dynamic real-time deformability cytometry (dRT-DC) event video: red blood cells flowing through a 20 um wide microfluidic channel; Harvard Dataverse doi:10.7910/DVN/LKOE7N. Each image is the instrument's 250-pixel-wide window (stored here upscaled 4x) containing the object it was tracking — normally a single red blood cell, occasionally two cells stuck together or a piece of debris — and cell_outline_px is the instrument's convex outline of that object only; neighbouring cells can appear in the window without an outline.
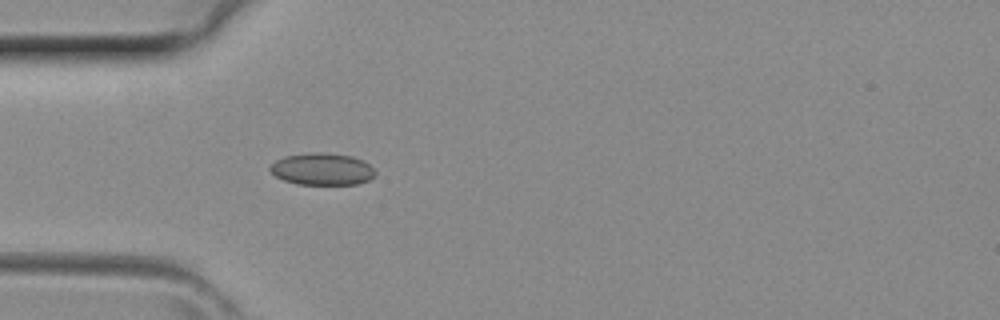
{"species": "common noctule bat (a hibernating species)", "species_latin": "Nyctalus noctula", "temperature_condition": "room temperature", "stored_images_in_passage": 30, "camera_frame_rate_fps": 3000, "um_per_image_px": 0.085, "animal": {"sex": "female", "body_mass_g": 29.2, "forearm_length_mm": 56.3}, "frame": {"image": 1, "passage_image": 1, "time_ms": 0.0, "image_size_px": [1000, 320], "cell_outline_px": [[376, 176], [360, 184], [296, 184], [284, 180], [276, 176], [268, 168], [276, 160], [284, 156], [312, 152], [324, 152], [352, 156], [364, 160], [376, 172]], "centroid_in_image_um": [27.4, 14.37], "position_along_channel_um": 57.6, "area_um2": 19.71}}
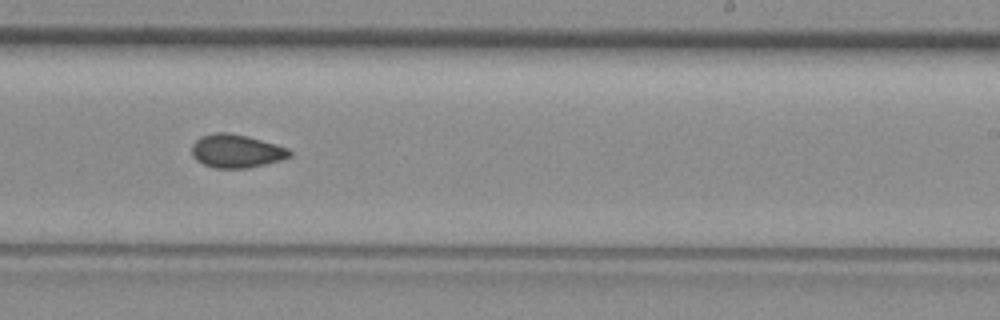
{"frame": {"image": 2, "passage_image": 14, "time_ms": 4.333, "image_size_px": [1000, 320], "cell_outline_px": [[292, 156], [280, 160], [248, 168], [212, 168], [196, 160], [192, 156], [192, 144], [200, 136], [216, 132], [228, 132], [248, 136], [276, 144], [288, 148], [292, 152]], "centroid_in_image_um": [20.08, 12.83], "position_along_channel_um": 268.9, "area_um2": 19.13}}
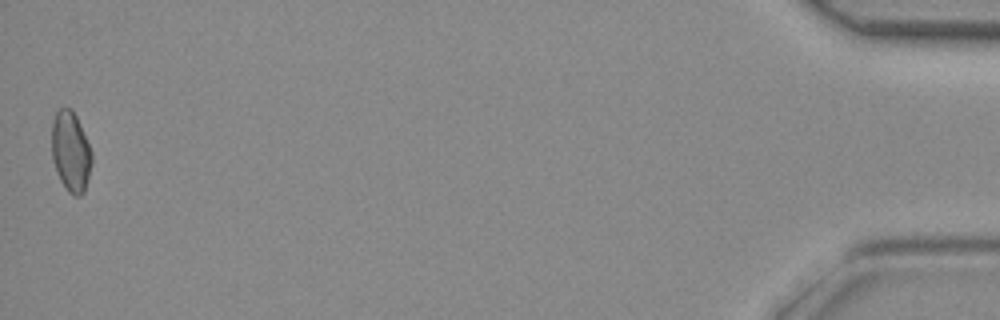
{"frame": {"image": 3, "passage_image": 30, "time_ms": 9.667, "image_size_px": [1000, 320], "cell_outline_px": [[92, 164], [84, 192], [80, 196], [72, 196], [68, 192], [60, 180], [56, 172], [52, 160], [52, 120], [56, 112], [60, 108], [72, 108], [76, 116], [92, 152]], "centroid_in_image_um": [6.0, 12.91], "position_along_channel_um": 429.2, "area_um2": 18.84}}